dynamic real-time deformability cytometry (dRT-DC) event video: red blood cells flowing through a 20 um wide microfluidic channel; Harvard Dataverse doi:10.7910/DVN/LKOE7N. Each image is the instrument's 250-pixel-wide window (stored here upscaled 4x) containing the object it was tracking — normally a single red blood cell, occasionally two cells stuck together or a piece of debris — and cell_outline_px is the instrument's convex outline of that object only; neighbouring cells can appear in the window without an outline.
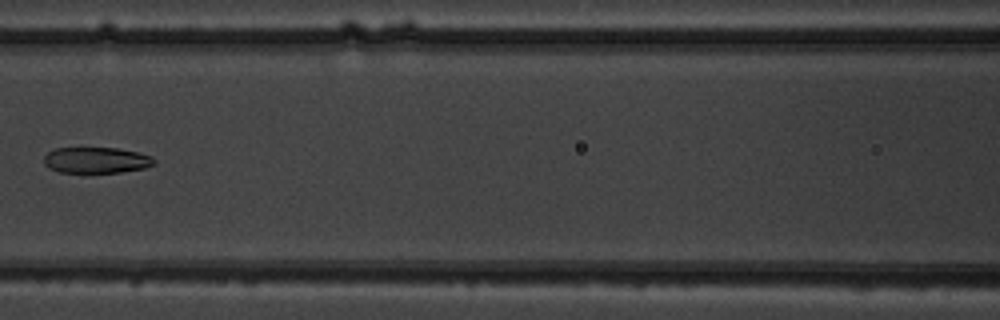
{"species": "common noctule bat (a hibernating species)", "species_latin": "Nyctalus noctula", "temperature_condition": "warm", "stored_images_in_passage": 9, "camera_frame_rate_fps": 3000, "um_per_image_px": 0.085, "animal": {"sex": "male", "body_mass_g": 19.5, "forearm_length_mm": 54.6}, "frame": {"image": 1, "passage_image": 7, "time_ms": 7.0, "image_size_px": [1000, 320], "cell_outline_px": [[156, 164], [144, 168], [120, 172], [88, 176], [60, 172], [48, 168], [44, 164], [44, 156], [48, 152], [56, 148], [120, 148], [152, 156], [156, 160]], "centroid_in_image_um": [8.17, 13.66], "position_along_channel_um": 158.4, "area_um2": 17.57}}
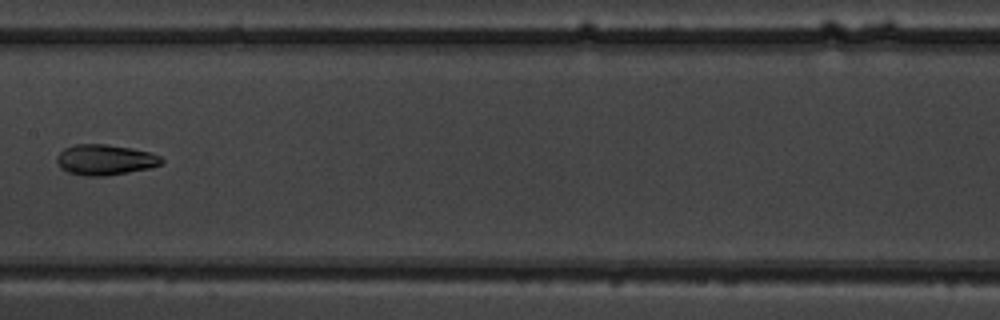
{"frame": {"image": 2, "passage_image": 8, "time_ms": 8.0, "image_size_px": [1000, 320], "cell_outline_px": [[164, 160], [160, 164], [148, 168], [108, 176], [84, 176], [68, 172], [60, 168], [56, 160], [56, 156], [64, 148], [76, 144], [108, 144], [132, 148], [148, 152], [160, 156]], "centroid_in_image_um": [8.89, 13.58], "position_along_channel_um": 198.5, "area_um2": 18.67}}
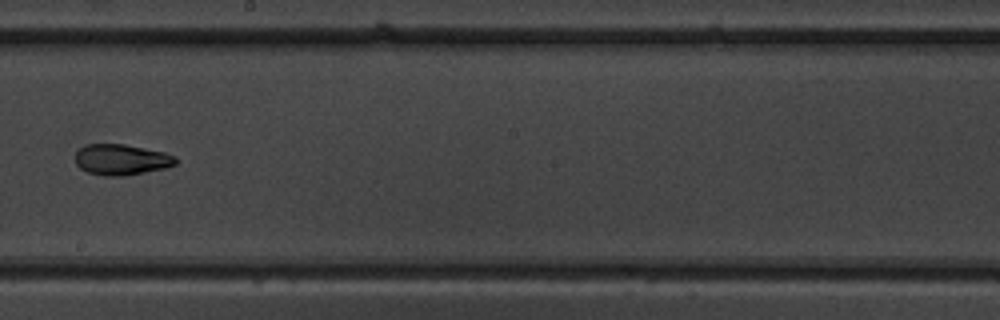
{"frame": {"image": 3, "passage_image": 9, "time_ms": 9.0, "image_size_px": [1000, 320], "cell_outline_px": [[176, 164], [164, 168], [144, 172], [120, 176], [104, 176], [88, 172], [80, 168], [76, 164], [76, 152], [84, 144], [124, 144], [164, 152], [176, 156]], "centroid_in_image_um": [10.3, 13.56], "position_along_channel_um": 237.9, "area_um2": 17.92}}